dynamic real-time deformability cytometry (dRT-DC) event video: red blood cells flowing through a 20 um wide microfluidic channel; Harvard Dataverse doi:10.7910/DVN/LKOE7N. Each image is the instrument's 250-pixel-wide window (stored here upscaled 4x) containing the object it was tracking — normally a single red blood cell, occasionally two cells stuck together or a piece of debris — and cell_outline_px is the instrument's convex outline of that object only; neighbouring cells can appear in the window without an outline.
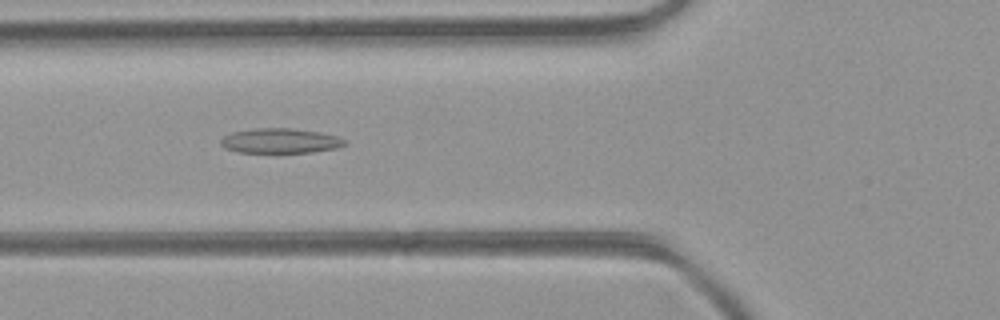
{"species": "common noctule bat (a hibernating species)", "species_latin": "Nyctalus noctula", "temperature_condition": "room temperature", "stored_images_in_passage": 33, "camera_frame_rate_fps": 3000, "um_per_image_px": 0.085, "animal": {"sex": "female", "body_mass_g": 21.9}, "frame": {"image": 1, "passage_image": 4, "time_ms": 1.0, "image_size_px": [1000, 320], "cell_outline_px": [[348, 144], [336, 148], [312, 152], [240, 152], [224, 148], [220, 144], [220, 140], [224, 136], [232, 132], [256, 128], [292, 128], [320, 132], [340, 136], [348, 140]], "centroid_in_image_um": [23.88, 11.96], "position_along_channel_um": 101.9, "area_um2": 18.09}}
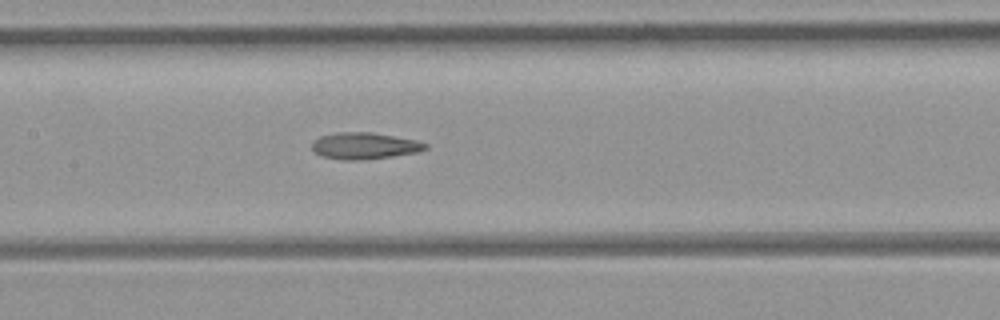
{"frame": {"image": 2, "passage_image": 9, "time_ms": 2.667, "image_size_px": [1000, 320], "cell_outline_px": [[428, 148], [416, 152], [392, 156], [360, 160], [340, 160], [320, 156], [312, 148], [312, 140], [320, 136], [336, 132], [372, 132], [416, 140], [428, 144]], "centroid_in_image_um": [30.94, 12.39], "position_along_channel_um": 176.5, "area_um2": 17.63}}
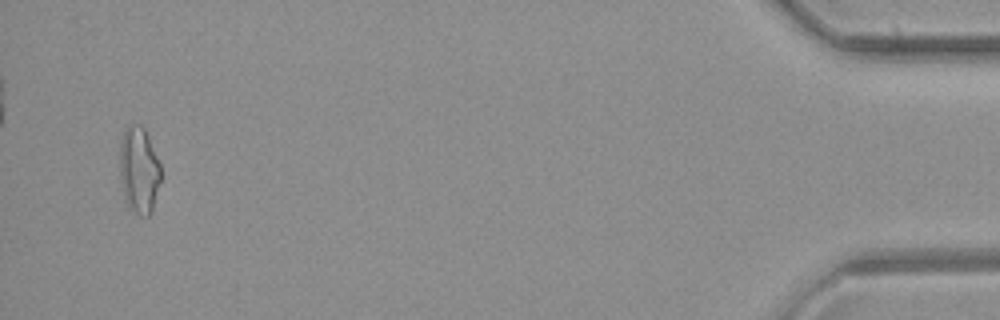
{"frame": {"image": 3, "passage_image": 32, "time_ms": 10.333, "image_size_px": [1000, 320], "cell_outline_px": [[160, 180], [152, 212], [148, 216], [140, 216], [128, 208], [124, 196], [120, 180], [120, 140], [124, 128], [128, 124], [140, 124], [144, 128], [148, 136], [160, 164]], "centroid_in_image_um": [11.79, 14.45], "position_along_channel_um": 423.4, "area_um2": 20.92}}